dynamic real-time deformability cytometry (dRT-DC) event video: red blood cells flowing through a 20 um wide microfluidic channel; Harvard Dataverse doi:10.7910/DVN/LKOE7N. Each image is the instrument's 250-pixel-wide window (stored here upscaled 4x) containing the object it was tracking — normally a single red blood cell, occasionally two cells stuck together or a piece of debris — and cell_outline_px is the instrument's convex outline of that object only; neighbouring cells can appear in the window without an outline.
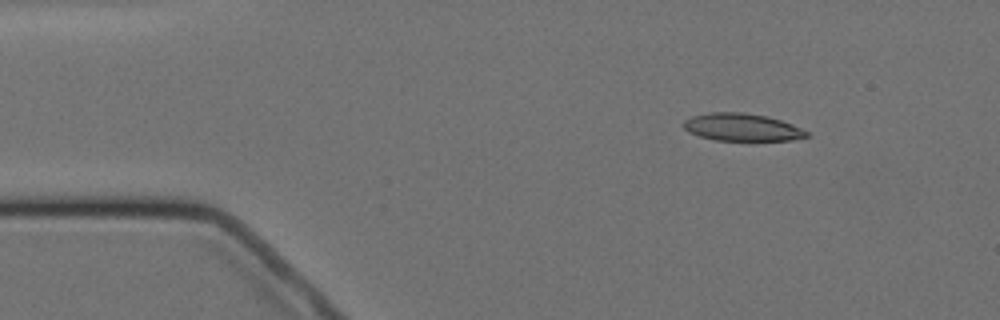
{"species": "Egyptian fruit bat (a non-hibernating species)", "species_latin": "Rousettus aegyptiacus", "temperature_condition": "cold", "stored_images_in_passage": 4, "camera_frame_rate_fps": 3000, "um_per_image_px": 0.085, "animal": {"sex": "female"}, "frame": {"image": 1, "passage_image": 2, "time_ms": 1.333, "image_size_px": [1000, 320], "cell_outline_px": [[808, 136], [792, 140], [716, 140], [700, 136], [688, 132], [680, 124], [684, 120], [692, 116], [712, 112], [744, 112], [768, 116], [792, 124], [808, 132]], "centroid_in_image_um": [63.03, 10.8], "position_along_channel_um": 22.0, "area_um2": 19.71}}